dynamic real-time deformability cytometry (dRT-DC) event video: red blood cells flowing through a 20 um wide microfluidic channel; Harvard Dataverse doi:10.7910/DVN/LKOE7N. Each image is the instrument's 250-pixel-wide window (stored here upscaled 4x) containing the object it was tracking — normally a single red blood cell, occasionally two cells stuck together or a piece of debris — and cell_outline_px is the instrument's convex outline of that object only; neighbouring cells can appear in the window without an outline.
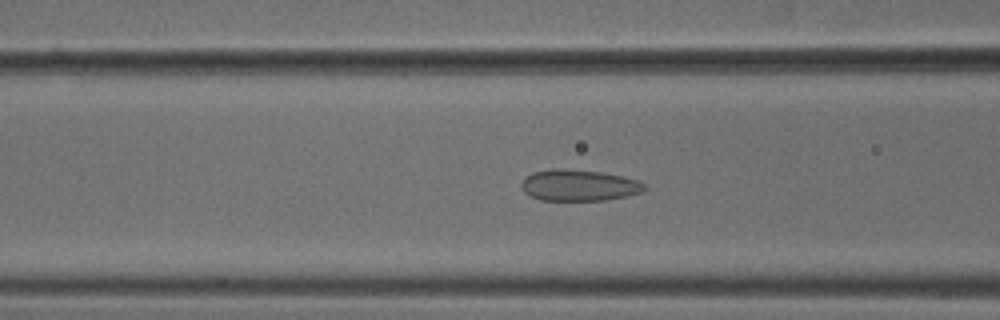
{"species": "common noctule bat (a hibernating species)", "species_latin": "Nyctalus noctula", "temperature_condition": "cold", "stored_images_in_passage": 41, "camera_frame_rate_fps": 3000, "um_per_image_px": 0.085, "animal": {"sex": "male", "body_mass_g": 18.8}, "frame": {"image": 1, "passage_image": 9, "time_ms": 2.667, "image_size_px": [1000, 320], "cell_outline_px": [[648, 188], [640, 192], [624, 196], [604, 200], [540, 200], [524, 192], [520, 184], [532, 172], [552, 168], [560, 168], [600, 172], [620, 176], [636, 180], [644, 184]], "centroid_in_image_um": [49.17, 15.75], "position_along_channel_um": 117.4, "area_um2": 22.14}}
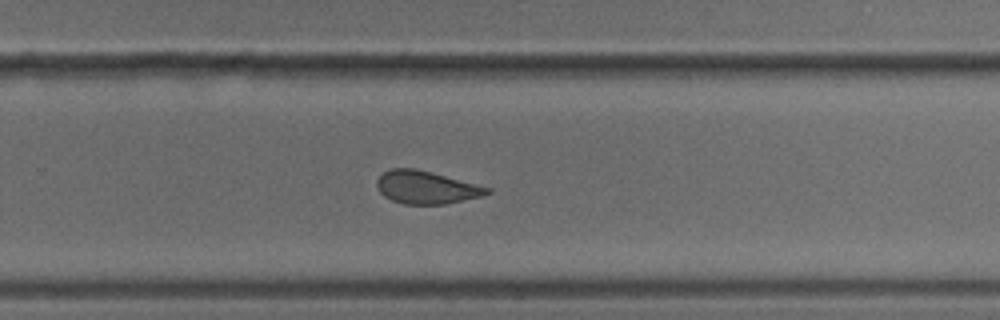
{"frame": {"image": 2, "passage_image": 23, "time_ms": 7.333, "image_size_px": [1000, 320], "cell_outline_px": [[492, 192], [484, 196], [444, 204], [404, 204], [392, 200], [384, 196], [380, 192], [376, 184], [376, 180], [384, 172], [392, 168], [416, 168], [432, 172], [492, 188]], "centroid_in_image_um": [36.26, 15.92], "position_along_channel_um": 293.5, "area_um2": 21.15}}
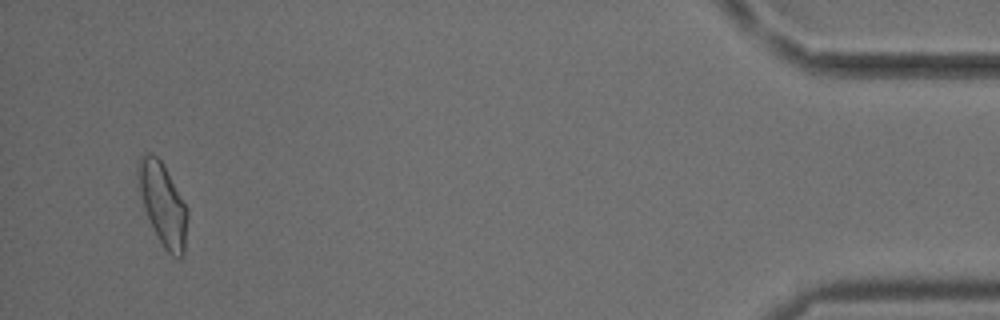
{"frame": {"image": 3, "passage_image": 39, "time_ms": 12.667, "image_size_px": [1000, 320], "cell_outline_px": [[188, 216], [184, 252], [180, 256], [172, 256], [164, 248], [144, 208], [140, 192], [136, 168], [136, 160], [140, 156], [148, 152], [156, 156], [160, 160], [188, 208]], "centroid_in_image_um": [13.83, 17.31], "position_along_channel_um": 421.4, "area_um2": 23.24}, "authors_computed_cell_mechanics": {"area_um2": 22.0796, "velocity_mm_per_s": 3.7797, "shape_relaxation_time_tau1_ms": 10.8728, "shape_relaxation_time_tau2_ms": 1.8946, "deformation_change_tau1": 0.1322, "deformation_change_tau2": 0.0716}}